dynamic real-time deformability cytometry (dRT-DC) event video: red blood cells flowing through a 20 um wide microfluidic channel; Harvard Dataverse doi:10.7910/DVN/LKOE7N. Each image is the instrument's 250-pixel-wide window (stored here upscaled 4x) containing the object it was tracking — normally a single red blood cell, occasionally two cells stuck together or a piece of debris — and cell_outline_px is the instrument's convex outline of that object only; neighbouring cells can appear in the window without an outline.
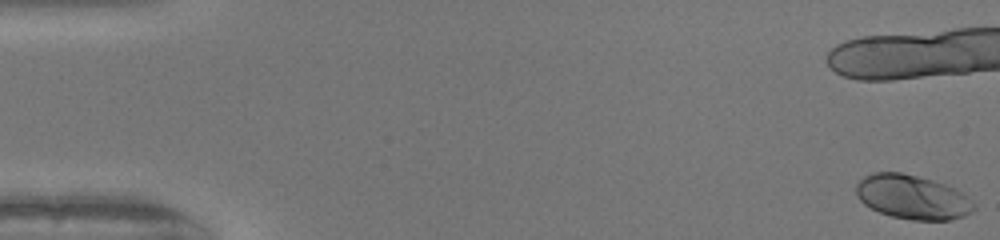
{"species": "human", "species_latin": "Homo sapiens", "temperature_condition": "warm", "stored_images_in_passage": 14, "camera_frame_rate_fps": 3000, "um_per_image_px": 0.085, "donor": {"sex": "female"}, "frame": {"image": 1, "passage_image": 1, "time_ms": 0.0, "image_size_px": [1000, 240], "cell_outline_px": [[976, 208], [972, 212], [964, 216], [952, 220], [912, 220], [892, 216], [880, 212], [864, 204], [856, 196], [856, 184], [864, 176], [872, 172], [900, 172], [932, 180], [944, 184], [968, 196], [976, 204]], "centroid_in_image_um": [77.56, 16.76], "position_along_channel_um": 7.4, "area_um2": 30.35}}
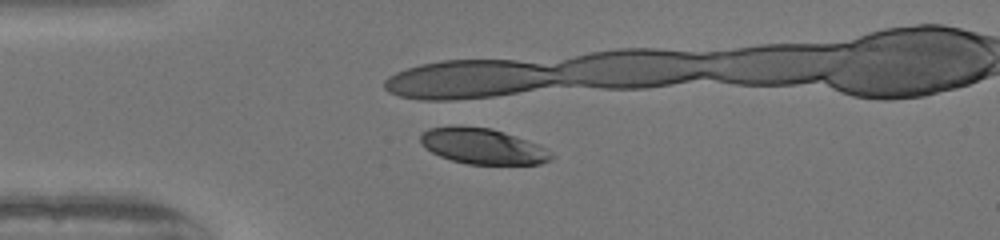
{"frame": {"image": 2, "passage_image": 14, "time_ms": 4.333, "image_size_px": [1000, 240], "cell_outline_px": [[556, 156], [552, 160], [540, 164], [468, 164], [452, 160], [440, 156], [432, 152], [420, 144], [420, 136], [428, 128], [492, 128], [540, 144], [552, 152]], "centroid_in_image_um": [41.13, 12.47], "position_along_channel_um": 43.9, "area_um2": 26.82}}